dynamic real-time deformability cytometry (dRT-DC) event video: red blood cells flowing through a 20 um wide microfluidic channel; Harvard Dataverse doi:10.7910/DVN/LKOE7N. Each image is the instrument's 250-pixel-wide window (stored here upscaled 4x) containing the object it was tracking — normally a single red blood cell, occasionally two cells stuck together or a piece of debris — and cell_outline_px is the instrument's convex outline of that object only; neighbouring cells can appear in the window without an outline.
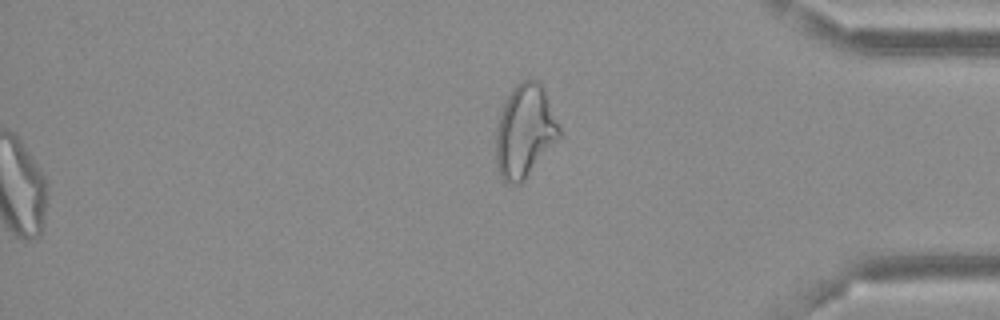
{"species": "Egyptian fruit bat (a non-hibernating species)", "species_latin": "Rousettus aegyptiacus", "temperature_condition": "cold", "stored_images_in_passage": 55, "segment_of_instrument_passage": [2, 2], "camera_frame_rate_fps": 3000, "um_per_image_px": 0.085, "frame": {"image": 1, "passage_image": 55, "time_ms": 18.0, "image_size_px": [1000, 320], "cell_outline_px": [[560, 136], [524, 180], [516, 188], [504, 184], [500, 176], [496, 164], [496, 128], [500, 112], [512, 88], [516, 84], [524, 80], [536, 80], [544, 88], [560, 128]], "centroid_in_image_um": [44.57, 11.2], "position_along_channel_um": 390.6, "area_um2": 34.33}}